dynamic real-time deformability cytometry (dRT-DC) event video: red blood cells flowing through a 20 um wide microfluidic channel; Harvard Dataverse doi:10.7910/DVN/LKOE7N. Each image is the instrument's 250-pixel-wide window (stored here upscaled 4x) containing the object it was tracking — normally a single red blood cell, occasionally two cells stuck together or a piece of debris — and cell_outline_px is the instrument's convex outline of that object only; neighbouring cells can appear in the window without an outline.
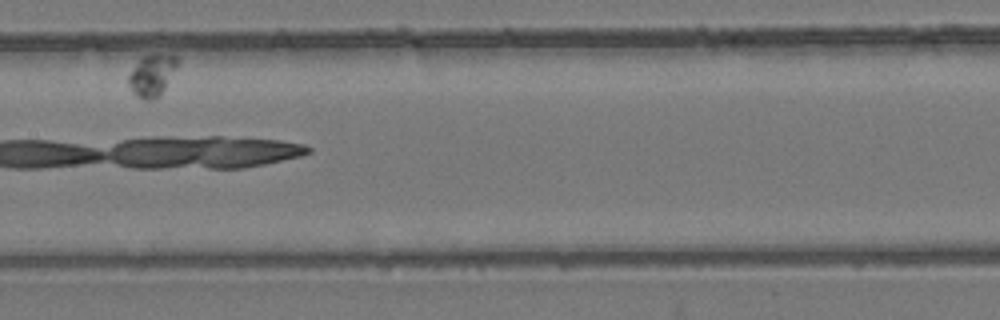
{"species": "common noctule bat (a hibernating species)", "species_latin": "Nyctalus noctula", "temperature_condition": "room temperature", "stored_images_in_passage": 11, "camera_frame_rate_fps": 3000, "um_per_image_px": 0.085, "animal": {"sex": "female", "body_mass_g": 24.6, "forearm_length_mm": 56.2}, "frame": {"image": 1, "passage_image": 7, "time_ms": 7.0, "image_size_px": [1000, 320], "cell_outline_px": [[176, 68], [160, 96], [152, 100], [144, 100], [136, 96], [132, 92], [128, 84], [128, 76], [140, 60], [144, 56], [152, 52], [164, 52], [176, 56]], "centroid_in_image_um": [12.92, 6.38], "position_along_channel_um": 194.5, "area_um2": 11.96}}
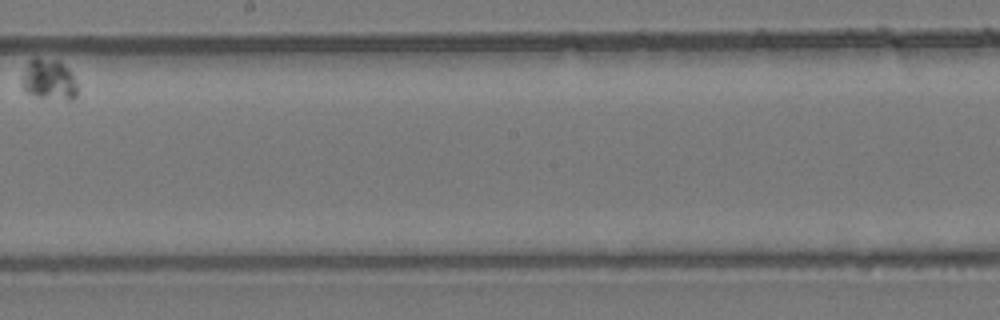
{"frame": {"image": 2, "passage_image": 8, "time_ms": 9.0, "image_size_px": [1000, 320], "cell_outline_px": [[76, 96], [72, 100], [68, 100], [32, 96], [24, 92], [20, 84], [20, 80], [28, 64], [36, 56], [56, 60], [72, 76], [76, 84]], "centroid_in_image_um": [4.08, 6.8], "position_along_channel_um": 244.1, "area_um2": 13.01}}
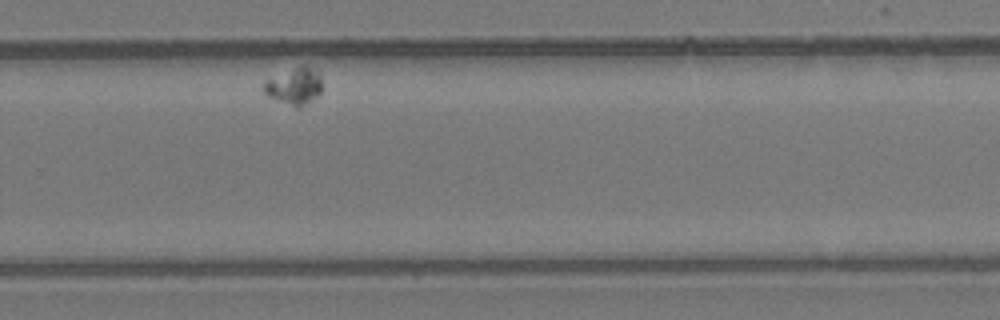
{"frame": {"image": 3, "passage_image": 10, "time_ms": 11.333, "image_size_px": [1000, 320], "cell_outline_px": [[320, 92], [316, 96], [300, 108], [296, 108], [276, 100], [268, 96], [264, 92], [264, 84], [268, 80], [296, 68], [308, 68], [320, 72]], "centroid_in_image_um": [25.03, 7.39], "position_along_channel_um": 304.8, "area_um2": 11.73}}